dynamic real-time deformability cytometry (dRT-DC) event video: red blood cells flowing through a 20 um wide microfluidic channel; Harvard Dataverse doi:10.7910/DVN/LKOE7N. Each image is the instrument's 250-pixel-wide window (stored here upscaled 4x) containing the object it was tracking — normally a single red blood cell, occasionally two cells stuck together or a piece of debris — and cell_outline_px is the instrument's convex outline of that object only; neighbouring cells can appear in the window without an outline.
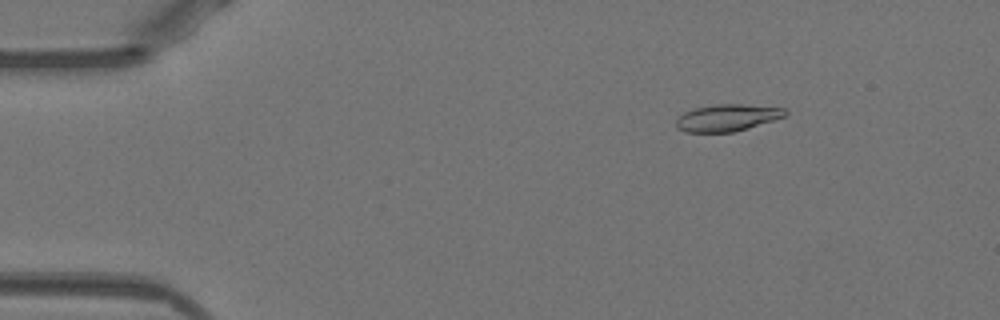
{"species": "Egyptian fruit bat (a non-hibernating species)", "species_latin": "Rousettus aegyptiacus", "temperature_condition": "warm", "stored_images_in_passage": 49, "camera_frame_rate_fps": 3000, "um_per_image_px": 0.085, "animal": {"sex": "female"}, "frame": {"image": 1, "passage_image": 5, "time_ms": 1.333, "image_size_px": [1000, 320], "cell_outline_px": [[788, 112], [784, 116], [748, 128], [732, 132], [684, 132], [676, 128], [676, 120], [684, 112], [696, 108], [716, 104], [740, 104], [784, 108]], "centroid_in_image_um": [61.78, 10.01], "position_along_channel_um": 23.2, "area_um2": 16.88}}
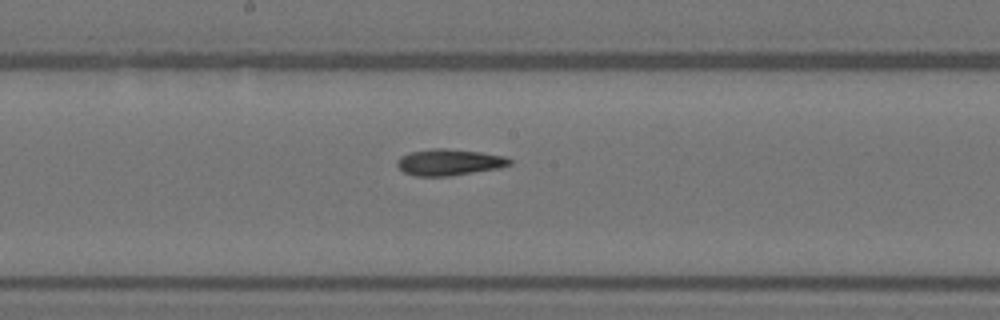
{"frame": {"image": 2, "passage_image": 25, "time_ms": 8.0, "image_size_px": [1000, 320], "cell_outline_px": [[512, 164], [500, 168], [448, 176], [416, 176], [404, 172], [396, 164], [396, 160], [400, 156], [408, 152], [432, 148], [444, 148], [480, 152], [504, 156], [512, 160]], "centroid_in_image_um": [38.16, 13.78], "position_along_channel_um": 210.0, "area_um2": 17.34}}
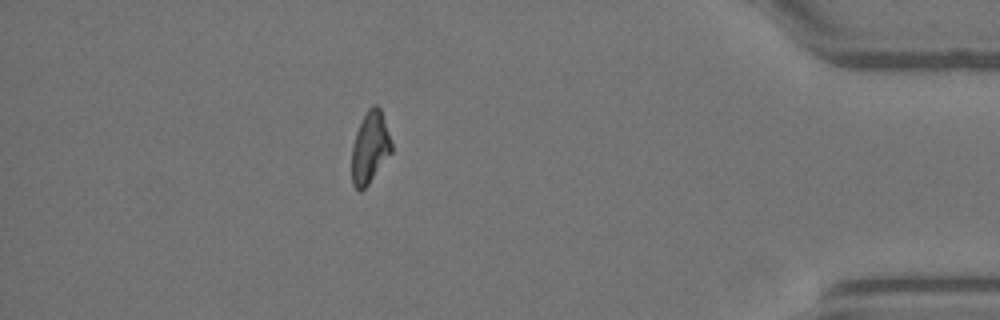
{"frame": {"image": 3, "passage_image": 43, "time_ms": 14.0, "image_size_px": [1000, 320], "cell_outline_px": [[392, 152], [368, 184], [360, 192], [352, 184], [352, 144], [356, 132], [368, 108], [372, 104], [376, 104], [380, 108], [392, 144]], "centroid_in_image_um": [31.44, 12.54], "position_along_channel_um": 403.8, "area_um2": 16.42}, "authors_computed_cell_mechanics": {"area_um2": 17.1088, "velocity_mm_per_s": 3.9684, "shape_relaxation_time_tau1_ms": null, "shape_relaxation_time_tau2_ms": 4.9623, "deformation_change_tau1": null, "deformation_change_tau2": 0.1302}}